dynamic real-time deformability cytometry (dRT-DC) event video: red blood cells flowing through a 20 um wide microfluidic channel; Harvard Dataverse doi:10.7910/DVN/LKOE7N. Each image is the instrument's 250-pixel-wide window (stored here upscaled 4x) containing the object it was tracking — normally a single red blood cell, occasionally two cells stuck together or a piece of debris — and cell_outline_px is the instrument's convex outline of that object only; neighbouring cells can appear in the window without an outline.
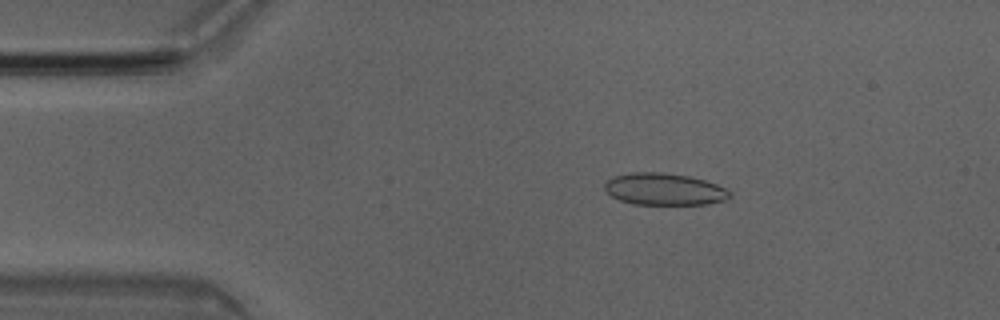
{"species": "Egyptian fruit bat (a non-hibernating species)", "species_latin": "Rousettus aegyptiacus", "temperature_condition": "room temperature", "stored_images_in_passage": 11, "camera_frame_rate_fps": 3000, "um_per_image_px": 0.085, "animal": {"sex": "male"}, "frame": {"image": 1, "passage_image": 9, "time_ms": 2.667, "image_size_px": [1000, 320], "cell_outline_px": [[732, 196], [724, 200], [708, 204], [632, 204], [620, 200], [612, 196], [604, 188], [604, 184], [612, 176], [632, 172], [664, 172], [688, 176], [704, 180], [716, 184], [732, 192]], "centroid_in_image_um": [56.46, 16.07], "position_along_channel_um": 28.5, "area_um2": 23.29}}